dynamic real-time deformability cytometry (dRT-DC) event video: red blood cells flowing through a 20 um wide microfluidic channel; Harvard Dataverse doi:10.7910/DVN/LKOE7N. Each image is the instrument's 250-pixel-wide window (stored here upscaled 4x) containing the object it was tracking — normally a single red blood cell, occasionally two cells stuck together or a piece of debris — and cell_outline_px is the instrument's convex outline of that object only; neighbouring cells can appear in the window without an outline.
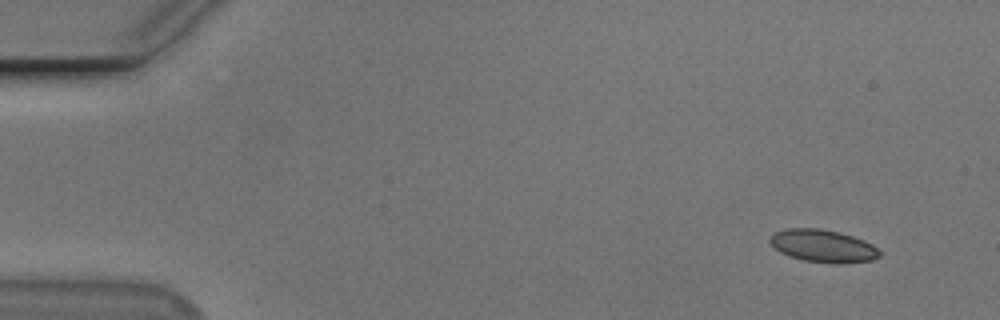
{"species": "Egyptian fruit bat (a non-hibernating species)", "species_latin": "Rousettus aegyptiacus", "temperature_condition": "cold", "stored_images_in_passage": 52, "camera_frame_rate_fps": 3000, "um_per_image_px": 0.085, "animal": {"sex": "male"}, "frame": {"image": 1, "passage_image": 1, "time_ms": 0.0, "image_size_px": [1000, 320], "cell_outline_px": [[880, 256], [872, 260], [840, 264], [832, 264], [804, 260], [788, 256], [780, 252], [768, 240], [768, 236], [784, 228], [820, 228], [840, 232], [864, 240], [872, 244], [880, 252]], "centroid_in_image_um": [69.94, 20.9], "position_along_channel_um": 15.1, "area_um2": 20.98}}
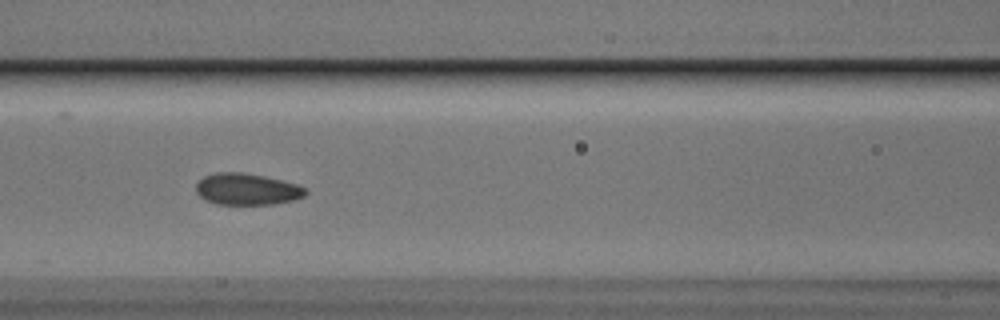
{"frame": {"image": 2, "passage_image": 21, "time_ms": 6.667, "image_size_px": [1000, 320], "cell_outline_px": [[308, 192], [304, 196], [296, 200], [276, 204], [216, 204], [204, 200], [196, 192], [196, 184], [204, 176], [216, 172], [240, 172], [280, 180], [296, 184], [308, 188]], "centroid_in_image_um": [21.0, 16.09], "position_along_channel_um": 145.6, "area_um2": 20.17}}
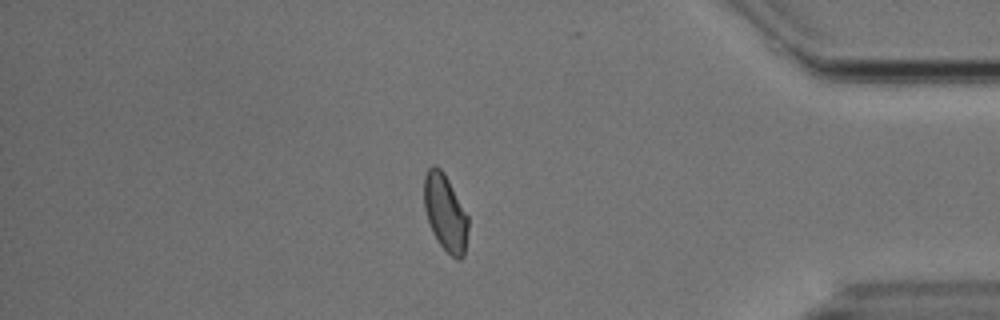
{"frame": {"image": 3, "passage_image": 44, "time_ms": 14.333, "image_size_px": [1000, 320], "cell_outline_px": [[468, 228], [464, 256], [460, 260], [456, 260], [436, 240], [432, 232], [424, 208], [424, 176], [428, 168], [432, 164], [440, 168], [444, 172], [468, 216]], "centroid_in_image_um": [37.84, 18.08], "position_along_channel_um": 397.4, "area_um2": 19.71}, "authors_computed_cell_mechanics": {"area_um2": 20.2589, "velocity_mm_per_s": 3.7048, "shape_relaxation_time_tau1_ms": 4.2439, "shape_relaxation_time_tau2_ms": 1.0317, "deformation_change_tau1": 0.1044, "deformation_change_tau2": 0.0449}}